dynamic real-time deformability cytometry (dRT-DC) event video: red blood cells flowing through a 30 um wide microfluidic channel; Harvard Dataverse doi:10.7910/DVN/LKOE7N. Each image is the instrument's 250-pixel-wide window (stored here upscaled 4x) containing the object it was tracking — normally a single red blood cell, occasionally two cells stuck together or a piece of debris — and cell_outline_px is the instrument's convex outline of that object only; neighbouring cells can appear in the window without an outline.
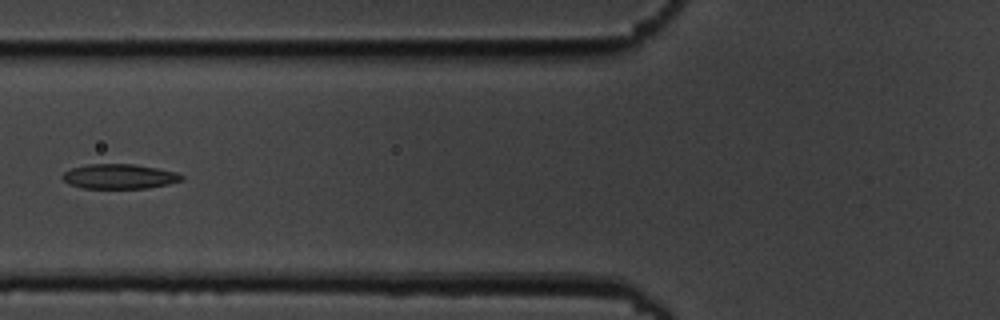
{"species": "common noctule bat (a hibernating species)", "species_latin": "Nyctalus noctula", "temperature_condition": "cold", "stored_images_in_passage": 6, "camera_frame_rate_fps": 3000, "um_per_image_px": 0.085, "animal": {"sex": "male", "body_mass_g": 19.5, "forearm_length_mm": 54.6}, "frame": {"image": 1, "passage_image": 6, "time_ms": 6.0, "image_size_px": [1000, 320], "cell_outline_px": [[184, 180], [168, 184], [148, 188], [80, 188], [68, 184], [60, 176], [64, 172], [72, 168], [88, 164], [132, 164], [156, 168], [176, 172], [184, 176]], "centroid_in_image_um": [10.13, 15.0], "position_along_channel_um": 115.7, "area_um2": 17.22}}